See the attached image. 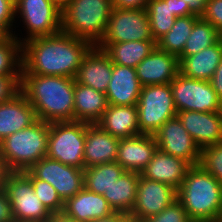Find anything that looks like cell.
<instances>
[{"label":"cell","instance_id":"34","mask_svg":"<svg viewBox=\"0 0 222 222\" xmlns=\"http://www.w3.org/2000/svg\"><path fill=\"white\" fill-rule=\"evenodd\" d=\"M32 182L36 196L50 213L63 212L64 201L58 195L56 189L48 182L34 178L27 170L23 171Z\"/></svg>","mask_w":222,"mask_h":222},{"label":"cell","instance_id":"41","mask_svg":"<svg viewBox=\"0 0 222 222\" xmlns=\"http://www.w3.org/2000/svg\"><path fill=\"white\" fill-rule=\"evenodd\" d=\"M150 0H112V8L146 9Z\"/></svg>","mask_w":222,"mask_h":222},{"label":"cell","instance_id":"22","mask_svg":"<svg viewBox=\"0 0 222 222\" xmlns=\"http://www.w3.org/2000/svg\"><path fill=\"white\" fill-rule=\"evenodd\" d=\"M63 212L79 222H90L114 213L103 195L86 188L64 202Z\"/></svg>","mask_w":222,"mask_h":222},{"label":"cell","instance_id":"11","mask_svg":"<svg viewBox=\"0 0 222 222\" xmlns=\"http://www.w3.org/2000/svg\"><path fill=\"white\" fill-rule=\"evenodd\" d=\"M18 12L29 31L24 41L62 31L61 9L51 0H16L15 14Z\"/></svg>","mask_w":222,"mask_h":222},{"label":"cell","instance_id":"12","mask_svg":"<svg viewBox=\"0 0 222 222\" xmlns=\"http://www.w3.org/2000/svg\"><path fill=\"white\" fill-rule=\"evenodd\" d=\"M34 178L52 185L65 202L84 188L83 171L75 166L44 157L27 170Z\"/></svg>","mask_w":222,"mask_h":222},{"label":"cell","instance_id":"33","mask_svg":"<svg viewBox=\"0 0 222 222\" xmlns=\"http://www.w3.org/2000/svg\"><path fill=\"white\" fill-rule=\"evenodd\" d=\"M146 11L152 38L157 42L171 29L177 17L172 14L170 0H150Z\"/></svg>","mask_w":222,"mask_h":222},{"label":"cell","instance_id":"10","mask_svg":"<svg viewBox=\"0 0 222 222\" xmlns=\"http://www.w3.org/2000/svg\"><path fill=\"white\" fill-rule=\"evenodd\" d=\"M153 40L146 9L112 8L103 39L97 45L104 49L109 43Z\"/></svg>","mask_w":222,"mask_h":222},{"label":"cell","instance_id":"40","mask_svg":"<svg viewBox=\"0 0 222 222\" xmlns=\"http://www.w3.org/2000/svg\"><path fill=\"white\" fill-rule=\"evenodd\" d=\"M0 222H14L10 201L5 189L0 190Z\"/></svg>","mask_w":222,"mask_h":222},{"label":"cell","instance_id":"7","mask_svg":"<svg viewBox=\"0 0 222 222\" xmlns=\"http://www.w3.org/2000/svg\"><path fill=\"white\" fill-rule=\"evenodd\" d=\"M84 144L85 122H51L46 157L84 169Z\"/></svg>","mask_w":222,"mask_h":222},{"label":"cell","instance_id":"47","mask_svg":"<svg viewBox=\"0 0 222 222\" xmlns=\"http://www.w3.org/2000/svg\"><path fill=\"white\" fill-rule=\"evenodd\" d=\"M46 222H79L75 218L66 215L64 212L51 213Z\"/></svg>","mask_w":222,"mask_h":222},{"label":"cell","instance_id":"27","mask_svg":"<svg viewBox=\"0 0 222 222\" xmlns=\"http://www.w3.org/2000/svg\"><path fill=\"white\" fill-rule=\"evenodd\" d=\"M140 173L125 171L116 182L103 193L114 212L130 215L136 201Z\"/></svg>","mask_w":222,"mask_h":222},{"label":"cell","instance_id":"8","mask_svg":"<svg viewBox=\"0 0 222 222\" xmlns=\"http://www.w3.org/2000/svg\"><path fill=\"white\" fill-rule=\"evenodd\" d=\"M170 86L177 112H222V100L209 81L188 78L179 73Z\"/></svg>","mask_w":222,"mask_h":222},{"label":"cell","instance_id":"18","mask_svg":"<svg viewBox=\"0 0 222 222\" xmlns=\"http://www.w3.org/2000/svg\"><path fill=\"white\" fill-rule=\"evenodd\" d=\"M113 63L99 47L93 46L84 56L75 81L106 93L111 80Z\"/></svg>","mask_w":222,"mask_h":222},{"label":"cell","instance_id":"17","mask_svg":"<svg viewBox=\"0 0 222 222\" xmlns=\"http://www.w3.org/2000/svg\"><path fill=\"white\" fill-rule=\"evenodd\" d=\"M157 149L154 135L122 138L119 140L116 162L126 171L141 173Z\"/></svg>","mask_w":222,"mask_h":222},{"label":"cell","instance_id":"49","mask_svg":"<svg viewBox=\"0 0 222 222\" xmlns=\"http://www.w3.org/2000/svg\"><path fill=\"white\" fill-rule=\"evenodd\" d=\"M190 222H216V221H200V220H191Z\"/></svg>","mask_w":222,"mask_h":222},{"label":"cell","instance_id":"37","mask_svg":"<svg viewBox=\"0 0 222 222\" xmlns=\"http://www.w3.org/2000/svg\"><path fill=\"white\" fill-rule=\"evenodd\" d=\"M21 75L0 76V103L12 100L21 91Z\"/></svg>","mask_w":222,"mask_h":222},{"label":"cell","instance_id":"14","mask_svg":"<svg viewBox=\"0 0 222 222\" xmlns=\"http://www.w3.org/2000/svg\"><path fill=\"white\" fill-rule=\"evenodd\" d=\"M177 200V190L167 184L139 177L136 201L129 217L142 221L159 214Z\"/></svg>","mask_w":222,"mask_h":222},{"label":"cell","instance_id":"50","mask_svg":"<svg viewBox=\"0 0 222 222\" xmlns=\"http://www.w3.org/2000/svg\"><path fill=\"white\" fill-rule=\"evenodd\" d=\"M127 222H143V221H137V220H134V219L129 218V219L127 220Z\"/></svg>","mask_w":222,"mask_h":222},{"label":"cell","instance_id":"30","mask_svg":"<svg viewBox=\"0 0 222 222\" xmlns=\"http://www.w3.org/2000/svg\"><path fill=\"white\" fill-rule=\"evenodd\" d=\"M199 18L196 15L177 17L171 29L156 42L157 47L178 57L183 52L194 23Z\"/></svg>","mask_w":222,"mask_h":222},{"label":"cell","instance_id":"26","mask_svg":"<svg viewBox=\"0 0 222 222\" xmlns=\"http://www.w3.org/2000/svg\"><path fill=\"white\" fill-rule=\"evenodd\" d=\"M106 94L75 81L74 121L97 123L108 108Z\"/></svg>","mask_w":222,"mask_h":222},{"label":"cell","instance_id":"16","mask_svg":"<svg viewBox=\"0 0 222 222\" xmlns=\"http://www.w3.org/2000/svg\"><path fill=\"white\" fill-rule=\"evenodd\" d=\"M135 69L142 86L170 84L180 73L178 57L157 46Z\"/></svg>","mask_w":222,"mask_h":222},{"label":"cell","instance_id":"23","mask_svg":"<svg viewBox=\"0 0 222 222\" xmlns=\"http://www.w3.org/2000/svg\"><path fill=\"white\" fill-rule=\"evenodd\" d=\"M36 120L35 110L21 92L12 100L0 103V142Z\"/></svg>","mask_w":222,"mask_h":222},{"label":"cell","instance_id":"43","mask_svg":"<svg viewBox=\"0 0 222 222\" xmlns=\"http://www.w3.org/2000/svg\"><path fill=\"white\" fill-rule=\"evenodd\" d=\"M209 82L222 100V58Z\"/></svg>","mask_w":222,"mask_h":222},{"label":"cell","instance_id":"44","mask_svg":"<svg viewBox=\"0 0 222 222\" xmlns=\"http://www.w3.org/2000/svg\"><path fill=\"white\" fill-rule=\"evenodd\" d=\"M182 1L184 2V4H188L190 11L198 17H201L204 14L208 2V0H182Z\"/></svg>","mask_w":222,"mask_h":222},{"label":"cell","instance_id":"2","mask_svg":"<svg viewBox=\"0 0 222 222\" xmlns=\"http://www.w3.org/2000/svg\"><path fill=\"white\" fill-rule=\"evenodd\" d=\"M75 78L21 74V93L45 122L74 121Z\"/></svg>","mask_w":222,"mask_h":222},{"label":"cell","instance_id":"4","mask_svg":"<svg viewBox=\"0 0 222 222\" xmlns=\"http://www.w3.org/2000/svg\"><path fill=\"white\" fill-rule=\"evenodd\" d=\"M112 0H71L61 10V29L97 46L105 34Z\"/></svg>","mask_w":222,"mask_h":222},{"label":"cell","instance_id":"25","mask_svg":"<svg viewBox=\"0 0 222 222\" xmlns=\"http://www.w3.org/2000/svg\"><path fill=\"white\" fill-rule=\"evenodd\" d=\"M105 132L119 139L140 135L137 106L109 105L96 123Z\"/></svg>","mask_w":222,"mask_h":222},{"label":"cell","instance_id":"35","mask_svg":"<svg viewBox=\"0 0 222 222\" xmlns=\"http://www.w3.org/2000/svg\"><path fill=\"white\" fill-rule=\"evenodd\" d=\"M200 165L222 184V142L201 150Z\"/></svg>","mask_w":222,"mask_h":222},{"label":"cell","instance_id":"39","mask_svg":"<svg viewBox=\"0 0 222 222\" xmlns=\"http://www.w3.org/2000/svg\"><path fill=\"white\" fill-rule=\"evenodd\" d=\"M15 16V4L11 0H0V34H13L10 28Z\"/></svg>","mask_w":222,"mask_h":222},{"label":"cell","instance_id":"36","mask_svg":"<svg viewBox=\"0 0 222 222\" xmlns=\"http://www.w3.org/2000/svg\"><path fill=\"white\" fill-rule=\"evenodd\" d=\"M143 222H190L185 208L175 200L159 214L152 215L142 220Z\"/></svg>","mask_w":222,"mask_h":222},{"label":"cell","instance_id":"21","mask_svg":"<svg viewBox=\"0 0 222 222\" xmlns=\"http://www.w3.org/2000/svg\"><path fill=\"white\" fill-rule=\"evenodd\" d=\"M142 85L137 78L136 69L113 64L111 80L106 91L109 105H137Z\"/></svg>","mask_w":222,"mask_h":222},{"label":"cell","instance_id":"24","mask_svg":"<svg viewBox=\"0 0 222 222\" xmlns=\"http://www.w3.org/2000/svg\"><path fill=\"white\" fill-rule=\"evenodd\" d=\"M222 58V38L214 45L191 56H178L180 74L209 81Z\"/></svg>","mask_w":222,"mask_h":222},{"label":"cell","instance_id":"13","mask_svg":"<svg viewBox=\"0 0 222 222\" xmlns=\"http://www.w3.org/2000/svg\"><path fill=\"white\" fill-rule=\"evenodd\" d=\"M157 147L169 155L178 157L191 166L199 165L201 149L176 116L166 121L154 134Z\"/></svg>","mask_w":222,"mask_h":222},{"label":"cell","instance_id":"48","mask_svg":"<svg viewBox=\"0 0 222 222\" xmlns=\"http://www.w3.org/2000/svg\"><path fill=\"white\" fill-rule=\"evenodd\" d=\"M51 1L62 10L71 0H51Z\"/></svg>","mask_w":222,"mask_h":222},{"label":"cell","instance_id":"46","mask_svg":"<svg viewBox=\"0 0 222 222\" xmlns=\"http://www.w3.org/2000/svg\"><path fill=\"white\" fill-rule=\"evenodd\" d=\"M129 218L130 217L128 214L121 212H114L107 217L96 219L90 222H127Z\"/></svg>","mask_w":222,"mask_h":222},{"label":"cell","instance_id":"15","mask_svg":"<svg viewBox=\"0 0 222 222\" xmlns=\"http://www.w3.org/2000/svg\"><path fill=\"white\" fill-rule=\"evenodd\" d=\"M176 116L201 150L222 142V112L179 111Z\"/></svg>","mask_w":222,"mask_h":222},{"label":"cell","instance_id":"31","mask_svg":"<svg viewBox=\"0 0 222 222\" xmlns=\"http://www.w3.org/2000/svg\"><path fill=\"white\" fill-rule=\"evenodd\" d=\"M21 71L22 42L16 35L0 34V76L21 75Z\"/></svg>","mask_w":222,"mask_h":222},{"label":"cell","instance_id":"38","mask_svg":"<svg viewBox=\"0 0 222 222\" xmlns=\"http://www.w3.org/2000/svg\"><path fill=\"white\" fill-rule=\"evenodd\" d=\"M201 18L210 22L222 35V0H208Z\"/></svg>","mask_w":222,"mask_h":222},{"label":"cell","instance_id":"1","mask_svg":"<svg viewBox=\"0 0 222 222\" xmlns=\"http://www.w3.org/2000/svg\"><path fill=\"white\" fill-rule=\"evenodd\" d=\"M93 47L63 31L22 42L21 74L75 78L84 56Z\"/></svg>","mask_w":222,"mask_h":222},{"label":"cell","instance_id":"29","mask_svg":"<svg viewBox=\"0 0 222 222\" xmlns=\"http://www.w3.org/2000/svg\"><path fill=\"white\" fill-rule=\"evenodd\" d=\"M125 171L116 161L84 168V188L103 195Z\"/></svg>","mask_w":222,"mask_h":222},{"label":"cell","instance_id":"20","mask_svg":"<svg viewBox=\"0 0 222 222\" xmlns=\"http://www.w3.org/2000/svg\"><path fill=\"white\" fill-rule=\"evenodd\" d=\"M190 167L191 165L183 159L157 149L140 175L178 190Z\"/></svg>","mask_w":222,"mask_h":222},{"label":"cell","instance_id":"45","mask_svg":"<svg viewBox=\"0 0 222 222\" xmlns=\"http://www.w3.org/2000/svg\"><path fill=\"white\" fill-rule=\"evenodd\" d=\"M14 171L0 153V190L5 188L6 181Z\"/></svg>","mask_w":222,"mask_h":222},{"label":"cell","instance_id":"42","mask_svg":"<svg viewBox=\"0 0 222 222\" xmlns=\"http://www.w3.org/2000/svg\"><path fill=\"white\" fill-rule=\"evenodd\" d=\"M170 8L172 14L175 17H185L189 15H194L190 9L188 4H184L182 0H170Z\"/></svg>","mask_w":222,"mask_h":222},{"label":"cell","instance_id":"9","mask_svg":"<svg viewBox=\"0 0 222 222\" xmlns=\"http://www.w3.org/2000/svg\"><path fill=\"white\" fill-rule=\"evenodd\" d=\"M14 221L46 222L51 213L36 196L31 179L22 172H13L6 181Z\"/></svg>","mask_w":222,"mask_h":222},{"label":"cell","instance_id":"3","mask_svg":"<svg viewBox=\"0 0 222 222\" xmlns=\"http://www.w3.org/2000/svg\"><path fill=\"white\" fill-rule=\"evenodd\" d=\"M190 220L216 221L222 212V184L200 164L191 166L177 190Z\"/></svg>","mask_w":222,"mask_h":222},{"label":"cell","instance_id":"28","mask_svg":"<svg viewBox=\"0 0 222 222\" xmlns=\"http://www.w3.org/2000/svg\"><path fill=\"white\" fill-rule=\"evenodd\" d=\"M154 40L109 43L103 51L113 64L136 68L156 47Z\"/></svg>","mask_w":222,"mask_h":222},{"label":"cell","instance_id":"5","mask_svg":"<svg viewBox=\"0 0 222 222\" xmlns=\"http://www.w3.org/2000/svg\"><path fill=\"white\" fill-rule=\"evenodd\" d=\"M50 123L37 119L0 142V153L14 172L28 170L47 155Z\"/></svg>","mask_w":222,"mask_h":222},{"label":"cell","instance_id":"6","mask_svg":"<svg viewBox=\"0 0 222 222\" xmlns=\"http://www.w3.org/2000/svg\"><path fill=\"white\" fill-rule=\"evenodd\" d=\"M136 106L139 130L145 135H154L177 115L170 84L143 86Z\"/></svg>","mask_w":222,"mask_h":222},{"label":"cell","instance_id":"19","mask_svg":"<svg viewBox=\"0 0 222 222\" xmlns=\"http://www.w3.org/2000/svg\"><path fill=\"white\" fill-rule=\"evenodd\" d=\"M119 138L105 132L98 124L85 123V168L115 162Z\"/></svg>","mask_w":222,"mask_h":222},{"label":"cell","instance_id":"32","mask_svg":"<svg viewBox=\"0 0 222 222\" xmlns=\"http://www.w3.org/2000/svg\"><path fill=\"white\" fill-rule=\"evenodd\" d=\"M222 35L210 23L201 17L194 23L191 34L186 41L183 52L179 56H191L216 44Z\"/></svg>","mask_w":222,"mask_h":222},{"label":"cell","instance_id":"51","mask_svg":"<svg viewBox=\"0 0 222 222\" xmlns=\"http://www.w3.org/2000/svg\"><path fill=\"white\" fill-rule=\"evenodd\" d=\"M216 222H222V218H221V217L218 218V219L216 220Z\"/></svg>","mask_w":222,"mask_h":222}]
</instances>
